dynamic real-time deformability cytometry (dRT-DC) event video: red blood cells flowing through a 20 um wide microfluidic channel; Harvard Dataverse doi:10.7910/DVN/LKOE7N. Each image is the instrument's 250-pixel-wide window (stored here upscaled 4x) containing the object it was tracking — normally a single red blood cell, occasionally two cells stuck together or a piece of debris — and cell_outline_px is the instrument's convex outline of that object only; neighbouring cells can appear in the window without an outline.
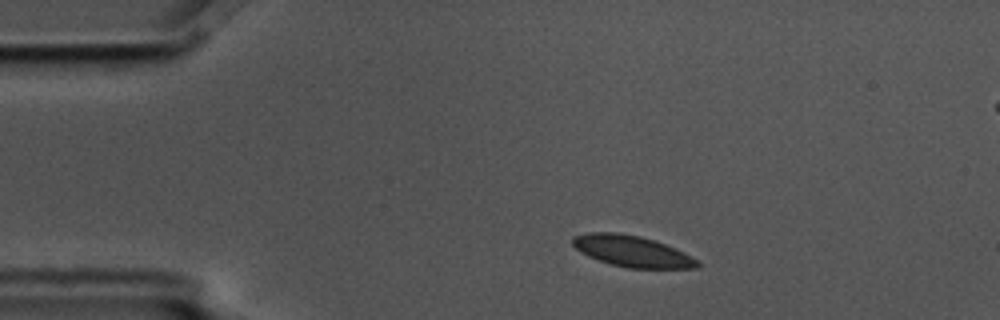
{"species": "common noctule bat (a hibernating species)", "species_latin": "Nyctalus noctula", "temperature_condition": "cold", "stored_images_in_passage": 6, "camera_frame_rate_fps": 3000, "um_per_image_px": 0.085, "animal": {"sex": "male", "body_mass_g": 17.5, "forearm_length_mm": 52.3}, "frame": {"image": 1, "passage_image": 1, "time_ms": 0.0, "image_size_px": [1000, 320], "cell_outline_px": [[700, 268], [628, 268], [612, 264], [588, 256], [580, 252], [572, 244], [572, 236], [588, 232], [616, 232], [640, 236], [676, 248], [700, 260]], "centroid_in_image_um": [53.74, 21.35], "position_along_channel_um": 31.3, "area_um2": 22.72}}